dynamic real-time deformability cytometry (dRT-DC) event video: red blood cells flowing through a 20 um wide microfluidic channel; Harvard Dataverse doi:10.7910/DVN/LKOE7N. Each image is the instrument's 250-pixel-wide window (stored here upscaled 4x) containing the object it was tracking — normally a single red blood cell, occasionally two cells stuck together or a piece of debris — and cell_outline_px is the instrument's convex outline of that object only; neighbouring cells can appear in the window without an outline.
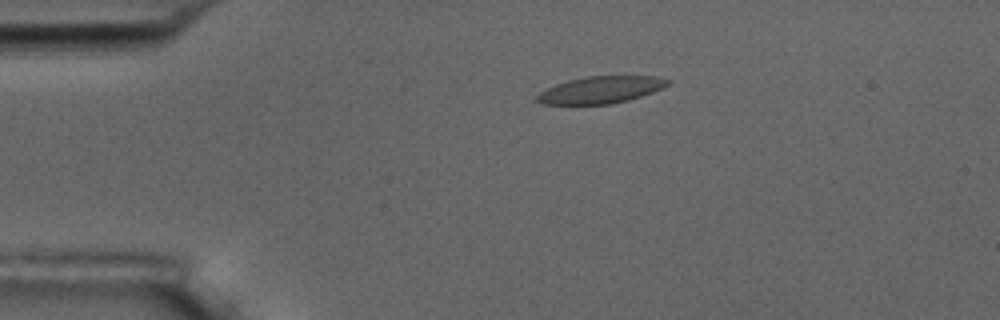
{"species": "common noctule bat (a hibernating species)", "species_latin": "Nyctalus noctula", "temperature_condition": "room temperature", "stored_images_in_passage": 3, "camera_frame_rate_fps": 3000, "um_per_image_px": 0.085, "animal": {"sex": "male", "body_mass_g": 17.5, "forearm_length_mm": 52.3}, "frame": {"image": 1, "passage_image": 1, "time_ms": 0.0, "image_size_px": [1000, 320], "cell_outline_px": [[672, 80], [668, 84], [652, 92], [628, 100], [612, 104], [544, 104], [536, 100], [536, 96], [540, 92], [556, 84], [568, 80], [584, 76], [656, 76]], "centroid_in_image_um": [51.06, 7.63], "position_along_channel_um": 33.9, "area_um2": 20.4}}
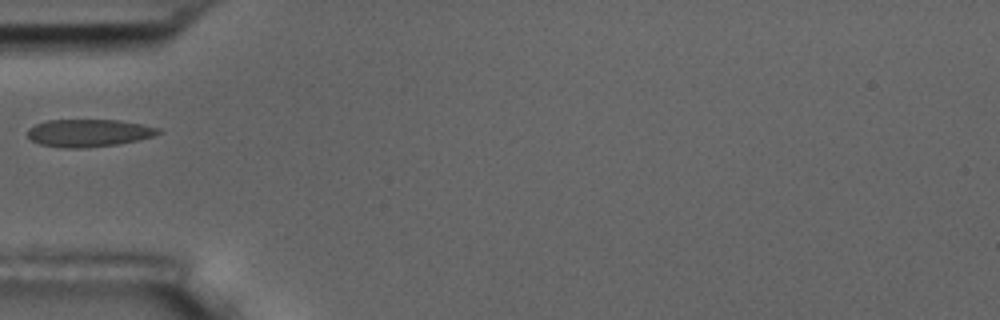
{"frame": {"image": 2, "passage_image": 3, "time_ms": 2.333, "image_size_px": [1000, 320], "cell_outline_px": [[164, 132], [156, 136], [116, 144], [84, 148], [60, 148], [40, 144], [32, 140], [28, 136], [28, 128], [36, 124], [48, 120], [120, 120], [160, 128]], "centroid_in_image_um": [7.56, 11.3], "position_along_channel_um": 77.4, "area_um2": 21.04}}